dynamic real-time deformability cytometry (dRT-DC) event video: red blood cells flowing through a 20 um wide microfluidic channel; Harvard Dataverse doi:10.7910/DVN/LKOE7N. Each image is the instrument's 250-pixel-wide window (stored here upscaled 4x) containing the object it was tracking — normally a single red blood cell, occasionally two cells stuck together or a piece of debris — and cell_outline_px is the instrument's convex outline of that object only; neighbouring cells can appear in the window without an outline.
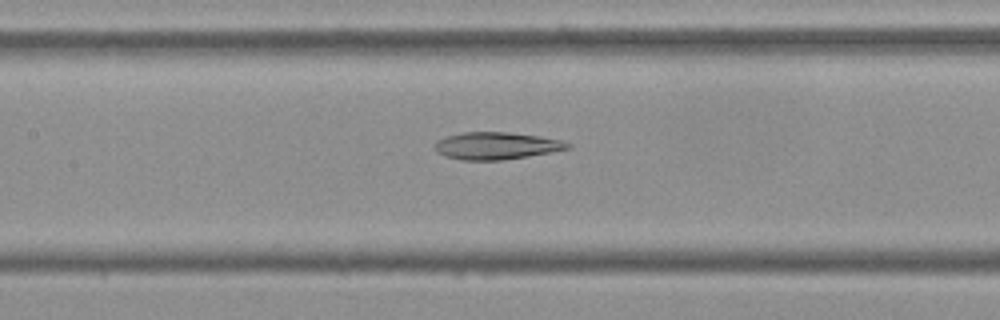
{"species": "Egyptian fruit bat (a non-hibernating species)", "species_latin": "Rousettus aegyptiacus", "temperature_condition": "cold", "stored_images_in_passage": 53, "camera_frame_rate_fps": 3000, "um_per_image_px": 0.085, "frame": {"image": 1, "passage_image": 24, "time_ms": 7.667, "image_size_px": [1000, 320], "cell_outline_px": [[572, 148], [528, 156], [500, 160], [460, 160], [444, 156], [436, 152], [432, 148], [436, 140], [448, 136], [464, 132], [508, 132], [540, 136], [564, 140], [572, 144]], "centroid_in_image_um": [42.18, 12.39], "position_along_channel_um": 165.2, "area_um2": 21.33}}
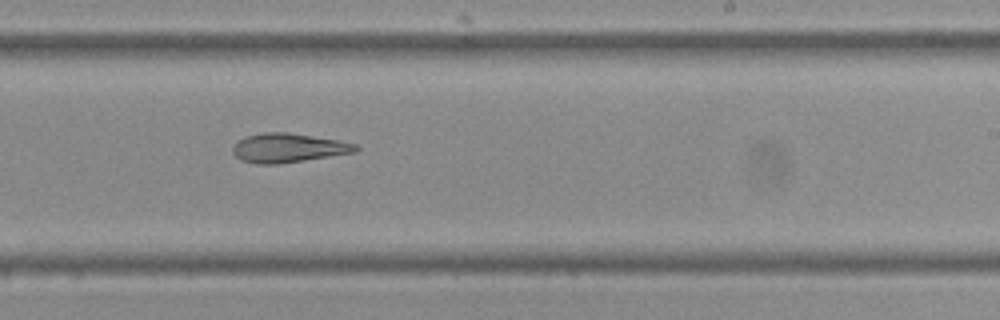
{"frame": {"image": 2, "passage_image": 32, "time_ms": 10.333, "image_size_px": [1000, 320], "cell_outline_px": [[360, 148], [356, 152], [304, 160], [276, 164], [256, 164], [240, 160], [232, 152], [232, 144], [236, 140], [244, 136], [264, 132], [288, 132], [336, 140], [356, 144]], "centroid_in_image_um": [24.42, 12.57], "position_along_channel_um": 264.6, "area_um2": 20.92}}
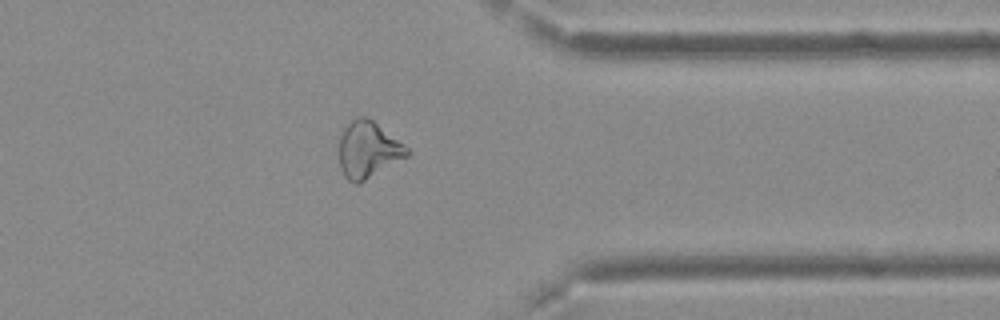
{"frame": {"image": 3, "passage_image": 42, "time_ms": 13.667, "image_size_px": [1000, 320], "cell_outline_px": [[412, 152], [408, 156], [360, 184], [356, 184], [348, 180], [344, 176], [340, 168], [340, 136], [344, 128], [356, 116], [368, 116], [404, 144]], "centroid_in_image_um": [31.3, 12.73], "position_along_channel_um": 380.1, "area_um2": 22.54}, "authors_computed_cell_mechanics": {"area_um2": 23.3512, "velocity_mm_per_s": 3.7367, "shape_relaxation_time_tau1_ms": null, "shape_relaxation_time_tau2_ms": 5.0581, "deformation_change_tau1": null, "deformation_change_tau2": 0.1248}}